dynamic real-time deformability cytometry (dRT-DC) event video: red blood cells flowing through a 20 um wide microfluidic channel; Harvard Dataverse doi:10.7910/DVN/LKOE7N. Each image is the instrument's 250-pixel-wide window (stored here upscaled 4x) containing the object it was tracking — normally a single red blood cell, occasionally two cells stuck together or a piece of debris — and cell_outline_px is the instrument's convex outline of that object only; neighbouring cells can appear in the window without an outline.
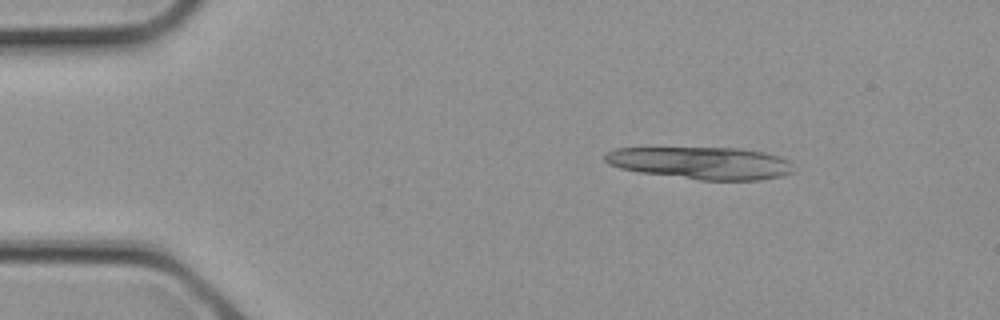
{"species": "common noctule bat (a hibernating species)", "species_latin": "Nyctalus noctula", "temperature_condition": "cold", "stored_images_in_passage": 3, "camera_frame_rate_fps": 3000, "um_per_image_px": 0.085, "animal": {"sex": "female", "body_mass_g": 21.9}, "frame": {"image": 1, "passage_image": 2, "time_ms": 0.333, "image_size_px": [1000, 320], "cell_outline_px": [[792, 172], [780, 176], [760, 180], [700, 180], [640, 172], [620, 168], [608, 164], [604, 160], [604, 152], [616, 148], [740, 148], [764, 152], [780, 156], [788, 160]], "centroid_in_image_um": [59.55, 13.85], "position_along_channel_um": 25.4, "area_um2": 35.43}}